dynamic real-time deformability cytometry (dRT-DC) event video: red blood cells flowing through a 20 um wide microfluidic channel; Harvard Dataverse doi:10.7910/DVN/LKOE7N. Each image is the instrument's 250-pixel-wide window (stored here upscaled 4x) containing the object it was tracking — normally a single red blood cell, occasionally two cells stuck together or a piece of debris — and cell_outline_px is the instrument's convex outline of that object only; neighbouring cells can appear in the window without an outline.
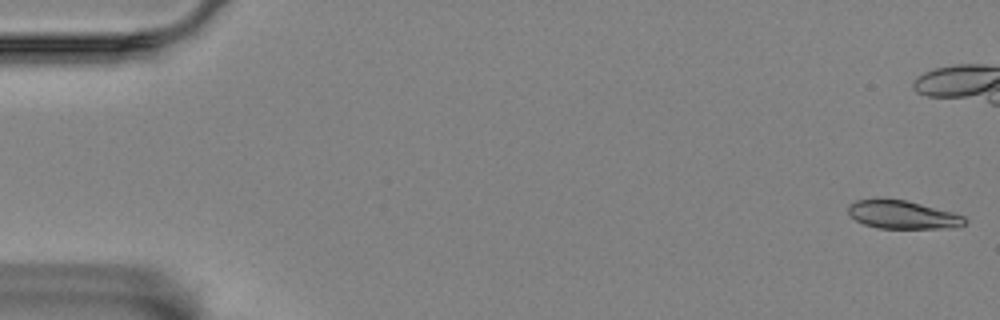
{"species": "Egyptian fruit bat (a non-hibernating species)", "species_latin": "Rousettus aegyptiacus", "temperature_condition": "room temperature", "stored_images_in_passage": 58, "camera_frame_rate_fps": 3000, "um_per_image_px": 0.085, "animal": {"sex": "female"}, "frame": {"image": 1, "passage_image": 1, "time_ms": 0.0, "image_size_px": [1000, 320], "cell_outline_px": [[968, 220], [964, 224], [956, 228], [880, 228], [864, 224], [856, 220], [848, 212], [848, 204], [856, 200], [904, 200], [952, 212], [964, 216]], "centroid_in_image_um": [76.75, 18.27], "position_along_channel_um": 8.2, "area_um2": 18.79}}
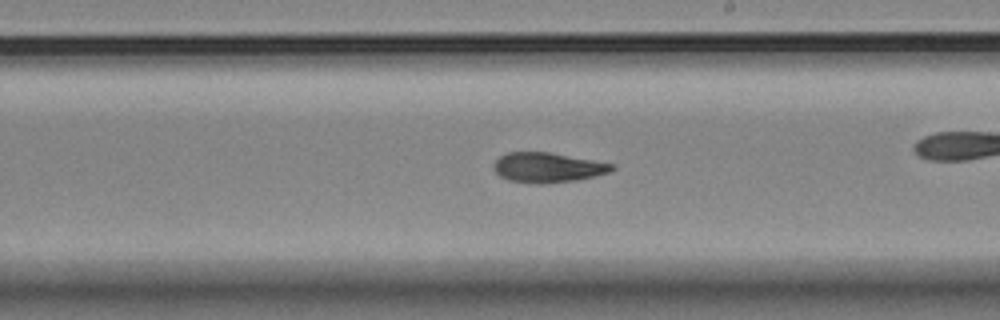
{"frame": {"image": 2, "passage_image": 33, "time_ms": 10.667, "image_size_px": [1000, 320], "cell_outline_px": [[616, 168], [608, 172], [596, 176], [576, 180], [544, 184], [536, 184], [508, 180], [500, 176], [492, 168], [492, 164], [500, 156], [508, 152], [548, 152], [616, 164]], "centroid_in_image_um": [46.54, 14.24], "position_along_channel_um": 242.5, "area_um2": 20.69}}
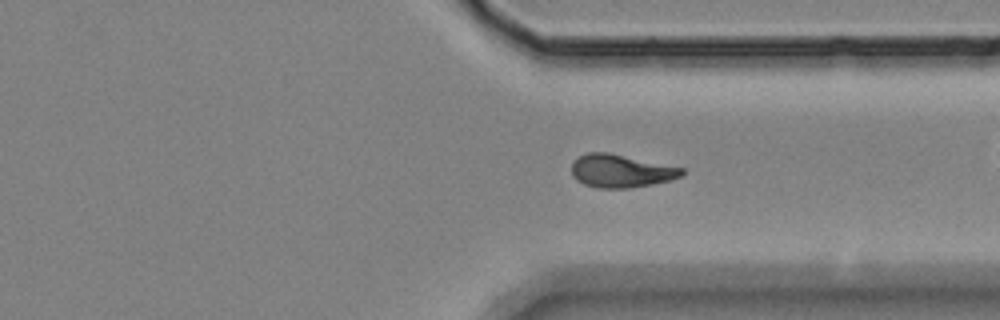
{"frame": {"image": 3, "passage_image": 43, "time_ms": 14.0, "image_size_px": [1000, 320], "cell_outline_px": [[684, 176], [652, 184], [628, 188], [596, 188], [584, 184], [576, 180], [572, 176], [572, 164], [580, 156], [588, 152], [608, 152], [684, 168]], "centroid_in_image_um": [52.78, 14.53], "position_along_channel_um": 358.6, "area_um2": 21.15}, "authors_computed_cell_mechanics": {"area_um2": 20.5768, "velocity_mm_per_s": 3.4758, "shape_relaxation_time_tau1_ms": null, "shape_relaxation_time_tau2_ms": 4.2551, "deformation_change_tau1": null, "deformation_change_tau2": 0.1024}}